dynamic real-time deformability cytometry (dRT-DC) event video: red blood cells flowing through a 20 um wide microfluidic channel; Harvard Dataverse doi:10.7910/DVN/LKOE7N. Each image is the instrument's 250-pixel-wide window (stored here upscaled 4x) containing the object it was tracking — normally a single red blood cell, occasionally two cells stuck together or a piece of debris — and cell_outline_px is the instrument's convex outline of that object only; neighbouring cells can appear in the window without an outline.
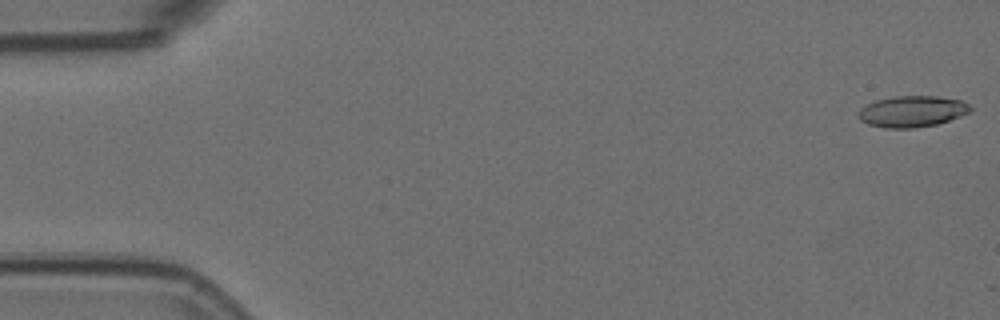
{"species": "Egyptian fruit bat (a non-hibernating species)", "species_latin": "Rousettus aegyptiacus", "temperature_condition": "room temperature", "stored_images_in_passage": 6, "camera_frame_rate_fps": 3000, "um_per_image_px": 0.085, "animal": {"sex": "female"}, "frame": {"image": 1, "passage_image": 1, "time_ms": 0.0, "image_size_px": [1000, 320], "cell_outline_px": [[972, 112], [936, 124], [912, 128], [884, 128], [868, 124], [860, 120], [856, 116], [860, 108], [876, 100], [892, 96], [936, 96], [960, 100], [968, 104], [972, 108]], "centroid_in_image_um": [77.5, 9.47], "position_along_channel_um": 7.5, "area_um2": 20.4}}
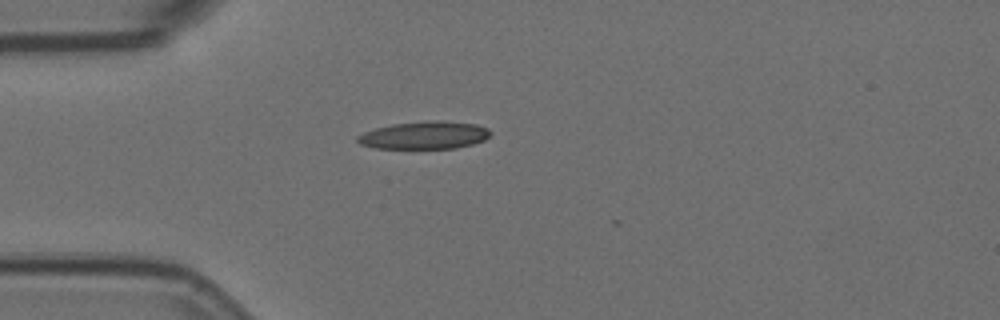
{"frame": {"image": 2, "passage_image": 5, "time_ms": 1.333, "image_size_px": [1000, 320], "cell_outline_px": [[492, 132], [484, 140], [472, 144], [456, 148], [376, 148], [360, 144], [356, 140], [356, 136], [364, 132], [376, 128], [392, 124], [432, 120], [440, 120], [476, 124], [488, 128]], "centroid_in_image_um": [36.08, 11.49], "position_along_channel_um": 48.9, "area_um2": 21.39}}